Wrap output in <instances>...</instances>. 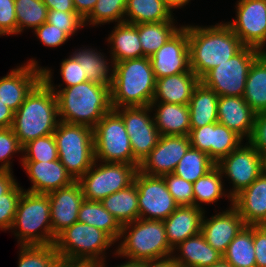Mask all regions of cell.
<instances>
[{
    "instance_id": "6da1fadb",
    "label": "cell",
    "mask_w": 266,
    "mask_h": 267,
    "mask_svg": "<svg viewBox=\"0 0 266 267\" xmlns=\"http://www.w3.org/2000/svg\"><path fill=\"white\" fill-rule=\"evenodd\" d=\"M41 69L42 80L56 95L60 121L94 128L112 109L110 87L90 81L68 88H61L62 84L56 87L53 85L51 69Z\"/></svg>"
},
{
    "instance_id": "7a4b0ae2",
    "label": "cell",
    "mask_w": 266,
    "mask_h": 267,
    "mask_svg": "<svg viewBox=\"0 0 266 267\" xmlns=\"http://www.w3.org/2000/svg\"><path fill=\"white\" fill-rule=\"evenodd\" d=\"M190 69L200 79L214 67L228 61L243 43L227 23L211 26L188 25Z\"/></svg>"
},
{
    "instance_id": "3957f363",
    "label": "cell",
    "mask_w": 266,
    "mask_h": 267,
    "mask_svg": "<svg viewBox=\"0 0 266 267\" xmlns=\"http://www.w3.org/2000/svg\"><path fill=\"white\" fill-rule=\"evenodd\" d=\"M59 122L56 95L41 80L14 113L11 128L23 147L32 140L53 134Z\"/></svg>"
},
{
    "instance_id": "277c9868",
    "label": "cell",
    "mask_w": 266,
    "mask_h": 267,
    "mask_svg": "<svg viewBox=\"0 0 266 267\" xmlns=\"http://www.w3.org/2000/svg\"><path fill=\"white\" fill-rule=\"evenodd\" d=\"M113 65V82L110 88L112 109L150 106L156 87L150 59H128Z\"/></svg>"
},
{
    "instance_id": "5b68a950",
    "label": "cell",
    "mask_w": 266,
    "mask_h": 267,
    "mask_svg": "<svg viewBox=\"0 0 266 267\" xmlns=\"http://www.w3.org/2000/svg\"><path fill=\"white\" fill-rule=\"evenodd\" d=\"M119 240L113 253L131 261L157 260L173 255L163 221L139 218L124 224Z\"/></svg>"
},
{
    "instance_id": "8992f818",
    "label": "cell",
    "mask_w": 266,
    "mask_h": 267,
    "mask_svg": "<svg viewBox=\"0 0 266 267\" xmlns=\"http://www.w3.org/2000/svg\"><path fill=\"white\" fill-rule=\"evenodd\" d=\"M10 230L18 239V246L53 244L48 194L24 190L18 200L15 218Z\"/></svg>"
},
{
    "instance_id": "52a82bcc",
    "label": "cell",
    "mask_w": 266,
    "mask_h": 267,
    "mask_svg": "<svg viewBox=\"0 0 266 267\" xmlns=\"http://www.w3.org/2000/svg\"><path fill=\"white\" fill-rule=\"evenodd\" d=\"M114 243L103 230L77 221L60 232L53 245L62 261L101 264Z\"/></svg>"
},
{
    "instance_id": "ba28073f",
    "label": "cell",
    "mask_w": 266,
    "mask_h": 267,
    "mask_svg": "<svg viewBox=\"0 0 266 267\" xmlns=\"http://www.w3.org/2000/svg\"><path fill=\"white\" fill-rule=\"evenodd\" d=\"M53 135L60 162L78 181L95 162L93 128L60 121Z\"/></svg>"
},
{
    "instance_id": "9c48e42d",
    "label": "cell",
    "mask_w": 266,
    "mask_h": 267,
    "mask_svg": "<svg viewBox=\"0 0 266 267\" xmlns=\"http://www.w3.org/2000/svg\"><path fill=\"white\" fill-rule=\"evenodd\" d=\"M93 140L95 160L128 163L139 167L123 119L115 109L106 113L93 128Z\"/></svg>"
},
{
    "instance_id": "30bf717a",
    "label": "cell",
    "mask_w": 266,
    "mask_h": 267,
    "mask_svg": "<svg viewBox=\"0 0 266 267\" xmlns=\"http://www.w3.org/2000/svg\"><path fill=\"white\" fill-rule=\"evenodd\" d=\"M137 171L138 168L132 164L95 160L78 183L85 200L100 202L107 196L129 187L134 182Z\"/></svg>"
},
{
    "instance_id": "8fae6325",
    "label": "cell",
    "mask_w": 266,
    "mask_h": 267,
    "mask_svg": "<svg viewBox=\"0 0 266 267\" xmlns=\"http://www.w3.org/2000/svg\"><path fill=\"white\" fill-rule=\"evenodd\" d=\"M261 53L255 48L244 46L228 61L208 71L200 82L213 89L219 97H243L249 69Z\"/></svg>"
},
{
    "instance_id": "7c38bea8",
    "label": "cell",
    "mask_w": 266,
    "mask_h": 267,
    "mask_svg": "<svg viewBox=\"0 0 266 267\" xmlns=\"http://www.w3.org/2000/svg\"><path fill=\"white\" fill-rule=\"evenodd\" d=\"M216 166L222 176L229 179L232 189L227 191L233 199L242 190L250 186L262 173L261 154L247 141L229 155L222 158Z\"/></svg>"
},
{
    "instance_id": "4fadbf2b",
    "label": "cell",
    "mask_w": 266,
    "mask_h": 267,
    "mask_svg": "<svg viewBox=\"0 0 266 267\" xmlns=\"http://www.w3.org/2000/svg\"><path fill=\"white\" fill-rule=\"evenodd\" d=\"M134 183L138 189L139 218L164 221L179 206L169 193L163 177L137 171Z\"/></svg>"
},
{
    "instance_id": "5bb4252c",
    "label": "cell",
    "mask_w": 266,
    "mask_h": 267,
    "mask_svg": "<svg viewBox=\"0 0 266 267\" xmlns=\"http://www.w3.org/2000/svg\"><path fill=\"white\" fill-rule=\"evenodd\" d=\"M121 115L134 158L141 163L160 139L150 106L115 108Z\"/></svg>"
},
{
    "instance_id": "9a60e30c",
    "label": "cell",
    "mask_w": 266,
    "mask_h": 267,
    "mask_svg": "<svg viewBox=\"0 0 266 267\" xmlns=\"http://www.w3.org/2000/svg\"><path fill=\"white\" fill-rule=\"evenodd\" d=\"M235 8L236 19L226 23L244 46L266 52V0H239Z\"/></svg>"
},
{
    "instance_id": "2e32d148",
    "label": "cell",
    "mask_w": 266,
    "mask_h": 267,
    "mask_svg": "<svg viewBox=\"0 0 266 267\" xmlns=\"http://www.w3.org/2000/svg\"><path fill=\"white\" fill-rule=\"evenodd\" d=\"M190 147L189 136L161 135L157 145L139 164L138 171L160 177L171 174Z\"/></svg>"
},
{
    "instance_id": "e0dca14e",
    "label": "cell",
    "mask_w": 266,
    "mask_h": 267,
    "mask_svg": "<svg viewBox=\"0 0 266 267\" xmlns=\"http://www.w3.org/2000/svg\"><path fill=\"white\" fill-rule=\"evenodd\" d=\"M156 79L190 70L188 25L179 29L150 58Z\"/></svg>"
},
{
    "instance_id": "ac0fdd59",
    "label": "cell",
    "mask_w": 266,
    "mask_h": 267,
    "mask_svg": "<svg viewBox=\"0 0 266 267\" xmlns=\"http://www.w3.org/2000/svg\"><path fill=\"white\" fill-rule=\"evenodd\" d=\"M189 139L191 147L207 153L216 164L243 142L238 134L218 122L191 128Z\"/></svg>"
},
{
    "instance_id": "d6986e66",
    "label": "cell",
    "mask_w": 266,
    "mask_h": 267,
    "mask_svg": "<svg viewBox=\"0 0 266 267\" xmlns=\"http://www.w3.org/2000/svg\"><path fill=\"white\" fill-rule=\"evenodd\" d=\"M27 63V64H26ZM0 78V101L16 112L26 96L42 80V67L31 58Z\"/></svg>"
},
{
    "instance_id": "ffe728a7",
    "label": "cell",
    "mask_w": 266,
    "mask_h": 267,
    "mask_svg": "<svg viewBox=\"0 0 266 267\" xmlns=\"http://www.w3.org/2000/svg\"><path fill=\"white\" fill-rule=\"evenodd\" d=\"M50 201L53 244L56 236L78 221V212L84 201L83 191L74 181L70 185L48 194Z\"/></svg>"
},
{
    "instance_id": "44dd1931",
    "label": "cell",
    "mask_w": 266,
    "mask_h": 267,
    "mask_svg": "<svg viewBox=\"0 0 266 267\" xmlns=\"http://www.w3.org/2000/svg\"><path fill=\"white\" fill-rule=\"evenodd\" d=\"M244 226L238 210L231 203L227 210H222L209 219L205 217L204 213L201 234L209 245L223 255Z\"/></svg>"
},
{
    "instance_id": "7402d4cb",
    "label": "cell",
    "mask_w": 266,
    "mask_h": 267,
    "mask_svg": "<svg viewBox=\"0 0 266 267\" xmlns=\"http://www.w3.org/2000/svg\"><path fill=\"white\" fill-rule=\"evenodd\" d=\"M21 164L32 183L25 191L49 194L75 181L59 159L48 162H21Z\"/></svg>"
},
{
    "instance_id": "603a6c76",
    "label": "cell",
    "mask_w": 266,
    "mask_h": 267,
    "mask_svg": "<svg viewBox=\"0 0 266 267\" xmlns=\"http://www.w3.org/2000/svg\"><path fill=\"white\" fill-rule=\"evenodd\" d=\"M218 123L234 131L242 139L249 141L256 118V113L245 102L243 97L220 96L218 98Z\"/></svg>"
},
{
    "instance_id": "cb8c5ba5",
    "label": "cell",
    "mask_w": 266,
    "mask_h": 267,
    "mask_svg": "<svg viewBox=\"0 0 266 267\" xmlns=\"http://www.w3.org/2000/svg\"><path fill=\"white\" fill-rule=\"evenodd\" d=\"M205 212L204 208L182 205L178 206L163 221L168 243L173 250L187 238L201 233V224Z\"/></svg>"
},
{
    "instance_id": "d4e9b609",
    "label": "cell",
    "mask_w": 266,
    "mask_h": 267,
    "mask_svg": "<svg viewBox=\"0 0 266 267\" xmlns=\"http://www.w3.org/2000/svg\"><path fill=\"white\" fill-rule=\"evenodd\" d=\"M245 225H266V175L259 177L232 199Z\"/></svg>"
},
{
    "instance_id": "484cf974",
    "label": "cell",
    "mask_w": 266,
    "mask_h": 267,
    "mask_svg": "<svg viewBox=\"0 0 266 267\" xmlns=\"http://www.w3.org/2000/svg\"><path fill=\"white\" fill-rule=\"evenodd\" d=\"M200 78L190 69L188 72L156 79L152 102L188 105Z\"/></svg>"
},
{
    "instance_id": "4316f807",
    "label": "cell",
    "mask_w": 266,
    "mask_h": 267,
    "mask_svg": "<svg viewBox=\"0 0 266 267\" xmlns=\"http://www.w3.org/2000/svg\"><path fill=\"white\" fill-rule=\"evenodd\" d=\"M176 251L180 254H175ZM172 257L176 267H209L219 262L223 255L209 245L199 233L175 247Z\"/></svg>"
},
{
    "instance_id": "83f0119b",
    "label": "cell",
    "mask_w": 266,
    "mask_h": 267,
    "mask_svg": "<svg viewBox=\"0 0 266 267\" xmlns=\"http://www.w3.org/2000/svg\"><path fill=\"white\" fill-rule=\"evenodd\" d=\"M155 125L160 135L189 136L190 111L188 105L152 102L150 104Z\"/></svg>"
},
{
    "instance_id": "f1b7e54d",
    "label": "cell",
    "mask_w": 266,
    "mask_h": 267,
    "mask_svg": "<svg viewBox=\"0 0 266 267\" xmlns=\"http://www.w3.org/2000/svg\"><path fill=\"white\" fill-rule=\"evenodd\" d=\"M107 38L110 44V59L113 63L143 57V49L138 35L137 24L117 23Z\"/></svg>"
},
{
    "instance_id": "f546056e",
    "label": "cell",
    "mask_w": 266,
    "mask_h": 267,
    "mask_svg": "<svg viewBox=\"0 0 266 267\" xmlns=\"http://www.w3.org/2000/svg\"><path fill=\"white\" fill-rule=\"evenodd\" d=\"M71 55L81 65L87 81L112 87L114 65L100 50L84 47L76 49Z\"/></svg>"
},
{
    "instance_id": "4dcf8cb0",
    "label": "cell",
    "mask_w": 266,
    "mask_h": 267,
    "mask_svg": "<svg viewBox=\"0 0 266 267\" xmlns=\"http://www.w3.org/2000/svg\"><path fill=\"white\" fill-rule=\"evenodd\" d=\"M218 94L200 82L188 103L191 128L218 122Z\"/></svg>"
},
{
    "instance_id": "1f68e13d",
    "label": "cell",
    "mask_w": 266,
    "mask_h": 267,
    "mask_svg": "<svg viewBox=\"0 0 266 267\" xmlns=\"http://www.w3.org/2000/svg\"><path fill=\"white\" fill-rule=\"evenodd\" d=\"M243 99L256 114L266 111V52L249 69Z\"/></svg>"
},
{
    "instance_id": "d6a6232c",
    "label": "cell",
    "mask_w": 266,
    "mask_h": 267,
    "mask_svg": "<svg viewBox=\"0 0 266 267\" xmlns=\"http://www.w3.org/2000/svg\"><path fill=\"white\" fill-rule=\"evenodd\" d=\"M100 202L121 225L139 219L138 189L134 182L129 187L107 196Z\"/></svg>"
},
{
    "instance_id": "836d02e7",
    "label": "cell",
    "mask_w": 266,
    "mask_h": 267,
    "mask_svg": "<svg viewBox=\"0 0 266 267\" xmlns=\"http://www.w3.org/2000/svg\"><path fill=\"white\" fill-rule=\"evenodd\" d=\"M164 0H127L125 22L132 24L175 21Z\"/></svg>"
},
{
    "instance_id": "e575fe53",
    "label": "cell",
    "mask_w": 266,
    "mask_h": 267,
    "mask_svg": "<svg viewBox=\"0 0 266 267\" xmlns=\"http://www.w3.org/2000/svg\"><path fill=\"white\" fill-rule=\"evenodd\" d=\"M78 222L94 226L106 232L115 242L119 241L122 225L98 201L82 202L78 212Z\"/></svg>"
},
{
    "instance_id": "d590c367",
    "label": "cell",
    "mask_w": 266,
    "mask_h": 267,
    "mask_svg": "<svg viewBox=\"0 0 266 267\" xmlns=\"http://www.w3.org/2000/svg\"><path fill=\"white\" fill-rule=\"evenodd\" d=\"M174 21L137 24L143 57L150 58L179 29ZM177 26V27H176Z\"/></svg>"
},
{
    "instance_id": "8d00e7d4",
    "label": "cell",
    "mask_w": 266,
    "mask_h": 267,
    "mask_svg": "<svg viewBox=\"0 0 266 267\" xmlns=\"http://www.w3.org/2000/svg\"><path fill=\"white\" fill-rule=\"evenodd\" d=\"M232 267H256L253 225H245L223 254Z\"/></svg>"
},
{
    "instance_id": "74e56055",
    "label": "cell",
    "mask_w": 266,
    "mask_h": 267,
    "mask_svg": "<svg viewBox=\"0 0 266 267\" xmlns=\"http://www.w3.org/2000/svg\"><path fill=\"white\" fill-rule=\"evenodd\" d=\"M223 176L220 169L215 166L206 175L200 177L193 183V205L202 208V203L213 204L222 197H227L232 203V199L225 191Z\"/></svg>"
},
{
    "instance_id": "f35d334b",
    "label": "cell",
    "mask_w": 266,
    "mask_h": 267,
    "mask_svg": "<svg viewBox=\"0 0 266 267\" xmlns=\"http://www.w3.org/2000/svg\"><path fill=\"white\" fill-rule=\"evenodd\" d=\"M216 166L205 152L190 147L175 167L173 174L194 183Z\"/></svg>"
},
{
    "instance_id": "ab89813d",
    "label": "cell",
    "mask_w": 266,
    "mask_h": 267,
    "mask_svg": "<svg viewBox=\"0 0 266 267\" xmlns=\"http://www.w3.org/2000/svg\"><path fill=\"white\" fill-rule=\"evenodd\" d=\"M17 34L28 29L35 30L47 21L48 8L42 0H15Z\"/></svg>"
},
{
    "instance_id": "60d3db41",
    "label": "cell",
    "mask_w": 266,
    "mask_h": 267,
    "mask_svg": "<svg viewBox=\"0 0 266 267\" xmlns=\"http://www.w3.org/2000/svg\"><path fill=\"white\" fill-rule=\"evenodd\" d=\"M60 261L53 244L19 247L18 267H56Z\"/></svg>"
},
{
    "instance_id": "b9f144b4",
    "label": "cell",
    "mask_w": 266,
    "mask_h": 267,
    "mask_svg": "<svg viewBox=\"0 0 266 267\" xmlns=\"http://www.w3.org/2000/svg\"><path fill=\"white\" fill-rule=\"evenodd\" d=\"M127 0H98L90 15L84 20V26L103 25L111 22H124Z\"/></svg>"
},
{
    "instance_id": "7bdbcfd3",
    "label": "cell",
    "mask_w": 266,
    "mask_h": 267,
    "mask_svg": "<svg viewBox=\"0 0 266 267\" xmlns=\"http://www.w3.org/2000/svg\"><path fill=\"white\" fill-rule=\"evenodd\" d=\"M58 159L57 144L53 134L39 137L22 147L21 162H48Z\"/></svg>"
},
{
    "instance_id": "ee69618b",
    "label": "cell",
    "mask_w": 266,
    "mask_h": 267,
    "mask_svg": "<svg viewBox=\"0 0 266 267\" xmlns=\"http://www.w3.org/2000/svg\"><path fill=\"white\" fill-rule=\"evenodd\" d=\"M22 154V146L11 127L0 128V170L12 171L10 161L15 153Z\"/></svg>"
},
{
    "instance_id": "f6af8a7d",
    "label": "cell",
    "mask_w": 266,
    "mask_h": 267,
    "mask_svg": "<svg viewBox=\"0 0 266 267\" xmlns=\"http://www.w3.org/2000/svg\"><path fill=\"white\" fill-rule=\"evenodd\" d=\"M24 191L17 182L6 194L0 199V230H10L15 218L18 200Z\"/></svg>"
},
{
    "instance_id": "bcb514c9",
    "label": "cell",
    "mask_w": 266,
    "mask_h": 267,
    "mask_svg": "<svg viewBox=\"0 0 266 267\" xmlns=\"http://www.w3.org/2000/svg\"><path fill=\"white\" fill-rule=\"evenodd\" d=\"M165 180L169 193L174 201L179 205H193V183L176 176L175 174H166L162 176Z\"/></svg>"
},
{
    "instance_id": "7dc6e473",
    "label": "cell",
    "mask_w": 266,
    "mask_h": 267,
    "mask_svg": "<svg viewBox=\"0 0 266 267\" xmlns=\"http://www.w3.org/2000/svg\"><path fill=\"white\" fill-rule=\"evenodd\" d=\"M47 22L64 31L70 38L84 26V20L76 12L48 10Z\"/></svg>"
},
{
    "instance_id": "c3c4849f",
    "label": "cell",
    "mask_w": 266,
    "mask_h": 267,
    "mask_svg": "<svg viewBox=\"0 0 266 267\" xmlns=\"http://www.w3.org/2000/svg\"><path fill=\"white\" fill-rule=\"evenodd\" d=\"M34 33L37 39H40V42L49 48H57L66 43L70 38L64 31L55 25L49 24L47 21L37 27Z\"/></svg>"
},
{
    "instance_id": "681fc988",
    "label": "cell",
    "mask_w": 266,
    "mask_h": 267,
    "mask_svg": "<svg viewBox=\"0 0 266 267\" xmlns=\"http://www.w3.org/2000/svg\"><path fill=\"white\" fill-rule=\"evenodd\" d=\"M60 75L63 82L65 83L64 87L68 88L75 86L79 83L87 81L86 75L83 74L81 65L75 60V58L70 55L69 58H65L60 65Z\"/></svg>"
},
{
    "instance_id": "f907efd6",
    "label": "cell",
    "mask_w": 266,
    "mask_h": 267,
    "mask_svg": "<svg viewBox=\"0 0 266 267\" xmlns=\"http://www.w3.org/2000/svg\"><path fill=\"white\" fill-rule=\"evenodd\" d=\"M17 34L15 0H0V35Z\"/></svg>"
},
{
    "instance_id": "816d5d0a",
    "label": "cell",
    "mask_w": 266,
    "mask_h": 267,
    "mask_svg": "<svg viewBox=\"0 0 266 267\" xmlns=\"http://www.w3.org/2000/svg\"><path fill=\"white\" fill-rule=\"evenodd\" d=\"M256 267H266V225H253Z\"/></svg>"
},
{
    "instance_id": "f5cc1de1",
    "label": "cell",
    "mask_w": 266,
    "mask_h": 267,
    "mask_svg": "<svg viewBox=\"0 0 266 267\" xmlns=\"http://www.w3.org/2000/svg\"><path fill=\"white\" fill-rule=\"evenodd\" d=\"M249 142L261 153L266 151V111L256 114Z\"/></svg>"
},
{
    "instance_id": "db71d44e",
    "label": "cell",
    "mask_w": 266,
    "mask_h": 267,
    "mask_svg": "<svg viewBox=\"0 0 266 267\" xmlns=\"http://www.w3.org/2000/svg\"><path fill=\"white\" fill-rule=\"evenodd\" d=\"M98 0H73L76 13L85 20L94 9Z\"/></svg>"
},
{
    "instance_id": "11a10c76",
    "label": "cell",
    "mask_w": 266,
    "mask_h": 267,
    "mask_svg": "<svg viewBox=\"0 0 266 267\" xmlns=\"http://www.w3.org/2000/svg\"><path fill=\"white\" fill-rule=\"evenodd\" d=\"M48 10H57L60 12H76L73 0H42Z\"/></svg>"
},
{
    "instance_id": "9f6ffc18",
    "label": "cell",
    "mask_w": 266,
    "mask_h": 267,
    "mask_svg": "<svg viewBox=\"0 0 266 267\" xmlns=\"http://www.w3.org/2000/svg\"><path fill=\"white\" fill-rule=\"evenodd\" d=\"M13 176V171L0 170V199L6 194L17 182Z\"/></svg>"
},
{
    "instance_id": "6f0895ef",
    "label": "cell",
    "mask_w": 266,
    "mask_h": 267,
    "mask_svg": "<svg viewBox=\"0 0 266 267\" xmlns=\"http://www.w3.org/2000/svg\"><path fill=\"white\" fill-rule=\"evenodd\" d=\"M14 111L0 101V128L12 127Z\"/></svg>"
},
{
    "instance_id": "680465c9",
    "label": "cell",
    "mask_w": 266,
    "mask_h": 267,
    "mask_svg": "<svg viewBox=\"0 0 266 267\" xmlns=\"http://www.w3.org/2000/svg\"><path fill=\"white\" fill-rule=\"evenodd\" d=\"M143 267H176L172 256L157 259V260H145L143 261Z\"/></svg>"
},
{
    "instance_id": "91938a15",
    "label": "cell",
    "mask_w": 266,
    "mask_h": 267,
    "mask_svg": "<svg viewBox=\"0 0 266 267\" xmlns=\"http://www.w3.org/2000/svg\"><path fill=\"white\" fill-rule=\"evenodd\" d=\"M56 267H100V264L92 262H68L61 260Z\"/></svg>"
},
{
    "instance_id": "94428289",
    "label": "cell",
    "mask_w": 266,
    "mask_h": 267,
    "mask_svg": "<svg viewBox=\"0 0 266 267\" xmlns=\"http://www.w3.org/2000/svg\"><path fill=\"white\" fill-rule=\"evenodd\" d=\"M190 1L191 0H164L166 6L170 9L172 13L175 8L181 9L182 7H184V5H188Z\"/></svg>"
},
{
    "instance_id": "6125c7cd",
    "label": "cell",
    "mask_w": 266,
    "mask_h": 267,
    "mask_svg": "<svg viewBox=\"0 0 266 267\" xmlns=\"http://www.w3.org/2000/svg\"><path fill=\"white\" fill-rule=\"evenodd\" d=\"M100 267H107L105 263H101ZM115 267H143V261L127 260L125 263L119 264Z\"/></svg>"
},
{
    "instance_id": "be15d7a7",
    "label": "cell",
    "mask_w": 266,
    "mask_h": 267,
    "mask_svg": "<svg viewBox=\"0 0 266 267\" xmlns=\"http://www.w3.org/2000/svg\"><path fill=\"white\" fill-rule=\"evenodd\" d=\"M209 267H232V266L226 260H224L222 258L219 262H217V263H215Z\"/></svg>"
},
{
    "instance_id": "e7e4bbea",
    "label": "cell",
    "mask_w": 266,
    "mask_h": 267,
    "mask_svg": "<svg viewBox=\"0 0 266 267\" xmlns=\"http://www.w3.org/2000/svg\"><path fill=\"white\" fill-rule=\"evenodd\" d=\"M262 174L266 175V151L261 153Z\"/></svg>"
}]
</instances>
